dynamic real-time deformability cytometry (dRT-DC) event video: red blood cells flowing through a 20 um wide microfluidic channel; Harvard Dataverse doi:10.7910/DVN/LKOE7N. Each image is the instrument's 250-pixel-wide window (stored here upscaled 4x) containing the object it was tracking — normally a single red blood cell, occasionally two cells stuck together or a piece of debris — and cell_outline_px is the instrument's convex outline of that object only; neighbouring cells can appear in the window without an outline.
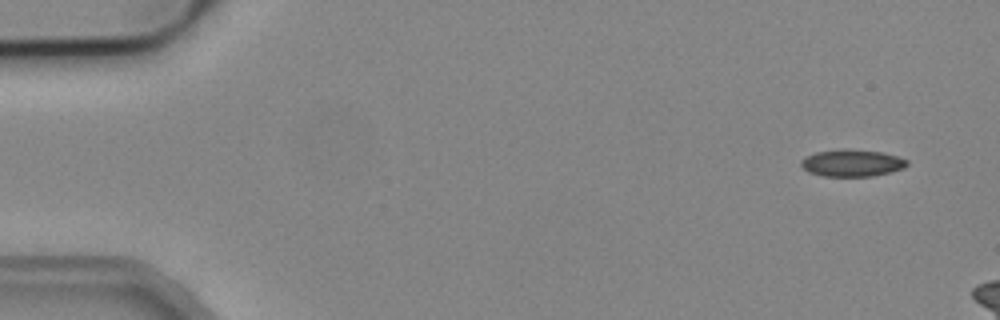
{"species": "common noctule bat (a hibernating species)", "species_latin": "Nyctalus noctula", "temperature_condition": "cold", "stored_images_in_passage": 3, "camera_frame_rate_fps": 3000, "um_per_image_px": 0.085, "animal": {"sex": "male", "body_mass_g": 19.2, "forearm_length_mm": 51.8}, "frame": {"image": 1, "passage_image": 1, "time_ms": 0.0, "image_size_px": [1000, 320], "cell_outline_px": [[908, 164], [904, 168], [892, 172], [872, 176], [824, 176], [808, 172], [800, 164], [800, 160], [804, 156], [816, 152], [840, 148], [844, 148], [880, 152], [900, 156], [908, 160]], "centroid_in_image_um": [72.42, 13.84], "position_along_channel_um": 12.6, "area_um2": 16.94}}